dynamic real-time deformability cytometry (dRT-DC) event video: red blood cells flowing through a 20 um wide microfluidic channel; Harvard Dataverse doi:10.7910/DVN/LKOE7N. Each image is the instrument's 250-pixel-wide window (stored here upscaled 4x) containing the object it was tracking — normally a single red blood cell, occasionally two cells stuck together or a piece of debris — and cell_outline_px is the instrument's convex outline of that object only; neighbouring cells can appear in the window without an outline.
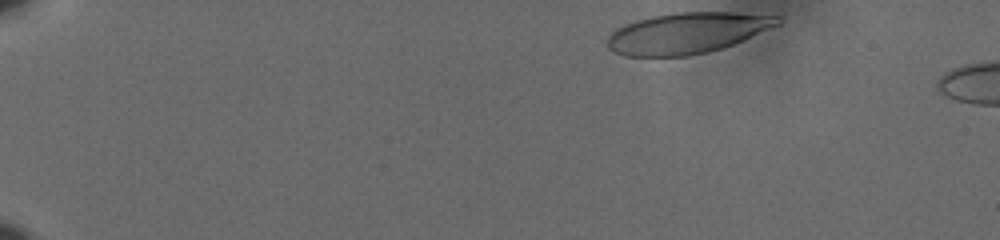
{"species": "human", "species_latin": "Homo sapiens", "temperature_condition": "cold", "stored_images_in_passage": 7, "camera_frame_rate_fps": 3000, "um_per_image_px": 0.085, "donor": {"sex": "male"}, "frame": {"image": 1, "passage_image": 1, "time_ms": 0.0, "image_size_px": [1000, 240], "cell_outline_px": [[780, 24], [732, 44], [708, 52], [688, 56], [624, 56], [612, 52], [608, 48], [608, 36], [616, 28], [624, 24], [636, 20], [652, 16], [676, 12], [736, 12], [780, 16]], "centroid_in_image_um": [58.36, 2.8], "position_along_channel_um": 26.6, "area_um2": 40.52}}